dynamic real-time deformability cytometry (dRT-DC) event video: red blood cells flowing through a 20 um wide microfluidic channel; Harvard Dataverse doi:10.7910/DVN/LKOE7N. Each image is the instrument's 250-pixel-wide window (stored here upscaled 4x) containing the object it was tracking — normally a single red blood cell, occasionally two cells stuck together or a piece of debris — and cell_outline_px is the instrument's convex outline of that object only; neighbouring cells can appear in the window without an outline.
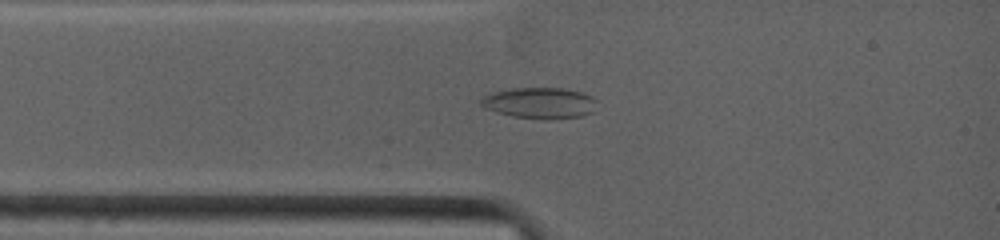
{"species": "common noctule bat (a hibernating species)", "species_latin": "Nyctalus noctula", "temperature_condition": "warm", "stored_images_in_passage": 25, "camera_frame_rate_fps": 4500, "um_per_image_px": 0.085, "animal": {"sex": "female", "body_mass_g": 19.0, "forearm_length_mm": 53.3}, "frame": {"image": 1, "passage_image": 4, "time_ms": 1.556, "image_size_px": [1000, 240], "cell_outline_px": [[596, 112], [584, 116], [548, 120], [544, 120], [512, 116], [496, 112], [480, 104], [480, 100], [484, 96], [496, 92], [512, 88], [560, 88], [580, 92], [596, 100]], "centroid_in_image_um": [45.93, 8.78], "position_along_channel_um": 39.1, "area_um2": 20.98}}
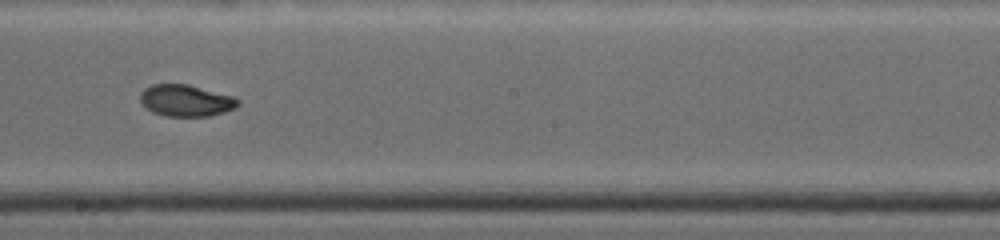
{"frame": {"image": 2, "passage_image": 13, "time_ms": 6.444, "image_size_px": [1000, 240], "cell_outline_px": [[240, 104], [236, 108], [224, 112], [208, 116], [168, 116], [152, 112], [140, 100], [140, 92], [144, 88], [152, 84], [188, 84], [232, 96], [240, 100]], "centroid_in_image_um": [15.81, 8.54], "position_along_channel_um": 232.4, "area_um2": 17.98}}
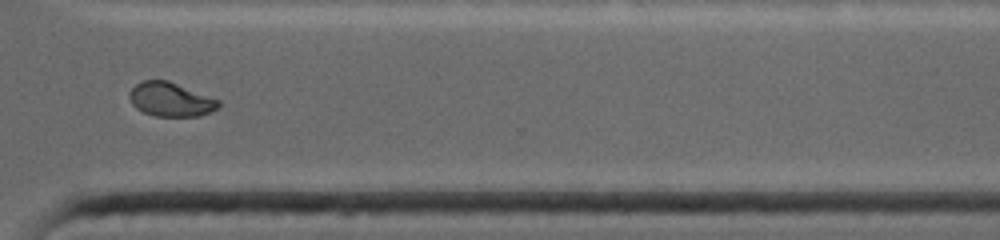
{"frame": {"image": 3, "passage_image": 19, "time_ms": 9.556, "image_size_px": [1000, 240], "cell_outline_px": [[220, 108], [200, 116], [152, 116], [136, 108], [132, 104], [128, 96], [132, 88], [140, 80], [168, 80], [220, 100]], "centroid_in_image_um": [14.51, 8.45], "position_along_channel_um": 356.1, "area_um2": 17.8}, "authors_computed_cell_mechanics": {"area_um2": 18.1492, "velocity_mm_per_s": 3.9631, "shape_relaxation_time_tau1_ms": null, "shape_relaxation_time_tau2_ms": 1.5353, "deformation_change_tau1": null, "deformation_change_tau2": 0.0378}}